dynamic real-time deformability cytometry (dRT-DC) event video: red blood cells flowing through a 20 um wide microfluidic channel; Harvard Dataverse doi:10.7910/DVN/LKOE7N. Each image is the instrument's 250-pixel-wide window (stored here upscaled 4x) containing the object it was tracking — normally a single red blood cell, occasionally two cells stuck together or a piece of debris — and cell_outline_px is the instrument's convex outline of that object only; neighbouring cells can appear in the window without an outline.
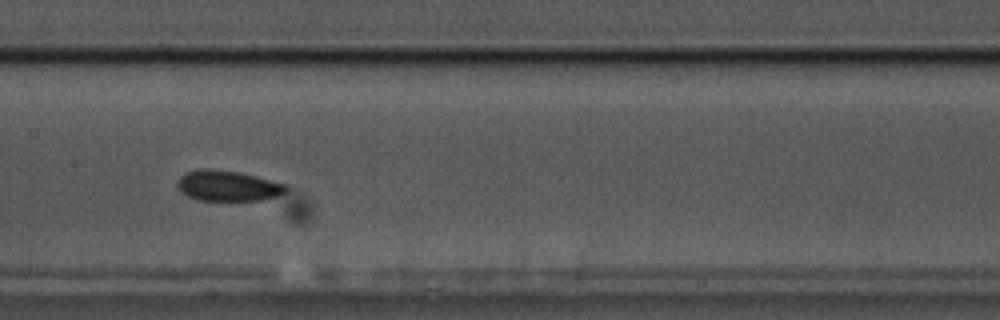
{"species": "common noctule bat (a hibernating species)", "species_latin": "Nyctalus noctula", "temperature_condition": "cold", "stored_images_in_passage": 24, "camera_frame_rate_fps": 3000, "um_per_image_px": 0.085, "animal": {"sex": "male", "body_mass_g": 17.5, "forearm_length_mm": 52.3}, "frame": {"image": 1, "passage_image": 14, "time_ms": 4.333, "image_size_px": [1000, 320], "cell_outline_px": [[288, 188], [284, 192], [276, 196], [260, 200], [196, 200], [180, 192], [176, 184], [176, 180], [184, 172], [196, 168], [212, 168], [240, 172], [256, 176], [284, 184]], "centroid_in_image_um": [19.27, 15.77], "position_along_channel_um": 188.1, "area_um2": 19.54}}